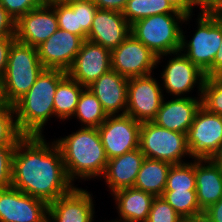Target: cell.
Returning <instances> with one entry per match:
<instances>
[{
    "label": "cell",
    "instance_id": "1",
    "mask_svg": "<svg viewBox=\"0 0 222 222\" xmlns=\"http://www.w3.org/2000/svg\"><path fill=\"white\" fill-rule=\"evenodd\" d=\"M44 136L23 135L13 156L12 187L47 204L69 193L73 182L68 178L62 153L56 142Z\"/></svg>",
    "mask_w": 222,
    "mask_h": 222
},
{
    "label": "cell",
    "instance_id": "2",
    "mask_svg": "<svg viewBox=\"0 0 222 222\" xmlns=\"http://www.w3.org/2000/svg\"><path fill=\"white\" fill-rule=\"evenodd\" d=\"M55 142L61 150L67 176L72 182L74 179L88 181L104 175L108 159L97 128L81 127Z\"/></svg>",
    "mask_w": 222,
    "mask_h": 222
},
{
    "label": "cell",
    "instance_id": "3",
    "mask_svg": "<svg viewBox=\"0 0 222 222\" xmlns=\"http://www.w3.org/2000/svg\"><path fill=\"white\" fill-rule=\"evenodd\" d=\"M67 72L44 69L29 91L15 104V122L22 135L42 136L44 125L54 112V95Z\"/></svg>",
    "mask_w": 222,
    "mask_h": 222
},
{
    "label": "cell",
    "instance_id": "4",
    "mask_svg": "<svg viewBox=\"0 0 222 222\" xmlns=\"http://www.w3.org/2000/svg\"><path fill=\"white\" fill-rule=\"evenodd\" d=\"M188 19L191 15L182 13L148 16L131 24V34L158 56V64L162 56L180 51L182 29L179 24Z\"/></svg>",
    "mask_w": 222,
    "mask_h": 222
},
{
    "label": "cell",
    "instance_id": "5",
    "mask_svg": "<svg viewBox=\"0 0 222 222\" xmlns=\"http://www.w3.org/2000/svg\"><path fill=\"white\" fill-rule=\"evenodd\" d=\"M44 69L37 48L15 39L3 76L8 101L14 105L29 91Z\"/></svg>",
    "mask_w": 222,
    "mask_h": 222
},
{
    "label": "cell",
    "instance_id": "6",
    "mask_svg": "<svg viewBox=\"0 0 222 222\" xmlns=\"http://www.w3.org/2000/svg\"><path fill=\"white\" fill-rule=\"evenodd\" d=\"M197 20V30L189 42L181 30L180 51H184L183 54L205 73L212 66L221 45L222 12L200 11Z\"/></svg>",
    "mask_w": 222,
    "mask_h": 222
},
{
    "label": "cell",
    "instance_id": "7",
    "mask_svg": "<svg viewBox=\"0 0 222 222\" xmlns=\"http://www.w3.org/2000/svg\"><path fill=\"white\" fill-rule=\"evenodd\" d=\"M139 149L146 158L172 165L185 163L182 158L189 156L186 134L160 127L152 121L141 123Z\"/></svg>",
    "mask_w": 222,
    "mask_h": 222
},
{
    "label": "cell",
    "instance_id": "8",
    "mask_svg": "<svg viewBox=\"0 0 222 222\" xmlns=\"http://www.w3.org/2000/svg\"><path fill=\"white\" fill-rule=\"evenodd\" d=\"M186 138L190 158L213 159L222 152V116L201 105Z\"/></svg>",
    "mask_w": 222,
    "mask_h": 222
},
{
    "label": "cell",
    "instance_id": "9",
    "mask_svg": "<svg viewBox=\"0 0 222 222\" xmlns=\"http://www.w3.org/2000/svg\"><path fill=\"white\" fill-rule=\"evenodd\" d=\"M141 122L131 116L108 115L97 128L107 159L139 148Z\"/></svg>",
    "mask_w": 222,
    "mask_h": 222
},
{
    "label": "cell",
    "instance_id": "10",
    "mask_svg": "<svg viewBox=\"0 0 222 222\" xmlns=\"http://www.w3.org/2000/svg\"><path fill=\"white\" fill-rule=\"evenodd\" d=\"M150 75L128 78L127 115L139 122L152 121L160 109L163 90Z\"/></svg>",
    "mask_w": 222,
    "mask_h": 222
},
{
    "label": "cell",
    "instance_id": "11",
    "mask_svg": "<svg viewBox=\"0 0 222 222\" xmlns=\"http://www.w3.org/2000/svg\"><path fill=\"white\" fill-rule=\"evenodd\" d=\"M157 55L130 34L111 51V69L127 78L146 76L157 65Z\"/></svg>",
    "mask_w": 222,
    "mask_h": 222
},
{
    "label": "cell",
    "instance_id": "12",
    "mask_svg": "<svg viewBox=\"0 0 222 222\" xmlns=\"http://www.w3.org/2000/svg\"><path fill=\"white\" fill-rule=\"evenodd\" d=\"M48 204L20 190L0 189V222H47Z\"/></svg>",
    "mask_w": 222,
    "mask_h": 222
},
{
    "label": "cell",
    "instance_id": "13",
    "mask_svg": "<svg viewBox=\"0 0 222 222\" xmlns=\"http://www.w3.org/2000/svg\"><path fill=\"white\" fill-rule=\"evenodd\" d=\"M83 41L80 36L58 28L46 41L36 47L39 60L45 69L67 72Z\"/></svg>",
    "mask_w": 222,
    "mask_h": 222
},
{
    "label": "cell",
    "instance_id": "14",
    "mask_svg": "<svg viewBox=\"0 0 222 222\" xmlns=\"http://www.w3.org/2000/svg\"><path fill=\"white\" fill-rule=\"evenodd\" d=\"M174 58L168 60L167 65L161 73L163 86L166 93L183 97L187 92H191L198 84V96L202 97V88L205 74L194 65L181 51L173 53ZM183 94V96H182Z\"/></svg>",
    "mask_w": 222,
    "mask_h": 222
},
{
    "label": "cell",
    "instance_id": "15",
    "mask_svg": "<svg viewBox=\"0 0 222 222\" xmlns=\"http://www.w3.org/2000/svg\"><path fill=\"white\" fill-rule=\"evenodd\" d=\"M110 70L111 51L99 44L84 40L67 74L81 85L88 87Z\"/></svg>",
    "mask_w": 222,
    "mask_h": 222
},
{
    "label": "cell",
    "instance_id": "16",
    "mask_svg": "<svg viewBox=\"0 0 222 222\" xmlns=\"http://www.w3.org/2000/svg\"><path fill=\"white\" fill-rule=\"evenodd\" d=\"M58 29L55 10L45 4L20 17L15 24V39L38 47Z\"/></svg>",
    "mask_w": 222,
    "mask_h": 222
},
{
    "label": "cell",
    "instance_id": "17",
    "mask_svg": "<svg viewBox=\"0 0 222 222\" xmlns=\"http://www.w3.org/2000/svg\"><path fill=\"white\" fill-rule=\"evenodd\" d=\"M92 194L74 187L69 193L48 204L47 222H93Z\"/></svg>",
    "mask_w": 222,
    "mask_h": 222
},
{
    "label": "cell",
    "instance_id": "18",
    "mask_svg": "<svg viewBox=\"0 0 222 222\" xmlns=\"http://www.w3.org/2000/svg\"><path fill=\"white\" fill-rule=\"evenodd\" d=\"M131 34V25L121 12L98 9L87 40L112 51Z\"/></svg>",
    "mask_w": 222,
    "mask_h": 222
},
{
    "label": "cell",
    "instance_id": "19",
    "mask_svg": "<svg viewBox=\"0 0 222 222\" xmlns=\"http://www.w3.org/2000/svg\"><path fill=\"white\" fill-rule=\"evenodd\" d=\"M201 105V97H175L166 102L163 99L152 122L168 130L187 134Z\"/></svg>",
    "mask_w": 222,
    "mask_h": 222
},
{
    "label": "cell",
    "instance_id": "20",
    "mask_svg": "<svg viewBox=\"0 0 222 222\" xmlns=\"http://www.w3.org/2000/svg\"><path fill=\"white\" fill-rule=\"evenodd\" d=\"M107 115H124L127 107L128 78L112 69L88 86Z\"/></svg>",
    "mask_w": 222,
    "mask_h": 222
},
{
    "label": "cell",
    "instance_id": "21",
    "mask_svg": "<svg viewBox=\"0 0 222 222\" xmlns=\"http://www.w3.org/2000/svg\"><path fill=\"white\" fill-rule=\"evenodd\" d=\"M144 159V154L137 148L108 160L102 177L106 180L110 194L117 190L134 186Z\"/></svg>",
    "mask_w": 222,
    "mask_h": 222
},
{
    "label": "cell",
    "instance_id": "22",
    "mask_svg": "<svg viewBox=\"0 0 222 222\" xmlns=\"http://www.w3.org/2000/svg\"><path fill=\"white\" fill-rule=\"evenodd\" d=\"M195 183L197 200L202 211L222 197V175L212 159L195 160Z\"/></svg>",
    "mask_w": 222,
    "mask_h": 222
},
{
    "label": "cell",
    "instance_id": "23",
    "mask_svg": "<svg viewBox=\"0 0 222 222\" xmlns=\"http://www.w3.org/2000/svg\"><path fill=\"white\" fill-rule=\"evenodd\" d=\"M120 219L116 222H146L153 195L134 187L123 188L113 194Z\"/></svg>",
    "mask_w": 222,
    "mask_h": 222
},
{
    "label": "cell",
    "instance_id": "24",
    "mask_svg": "<svg viewBox=\"0 0 222 222\" xmlns=\"http://www.w3.org/2000/svg\"><path fill=\"white\" fill-rule=\"evenodd\" d=\"M171 166L168 162L145 157L133 187L154 197L161 196Z\"/></svg>",
    "mask_w": 222,
    "mask_h": 222
},
{
    "label": "cell",
    "instance_id": "25",
    "mask_svg": "<svg viewBox=\"0 0 222 222\" xmlns=\"http://www.w3.org/2000/svg\"><path fill=\"white\" fill-rule=\"evenodd\" d=\"M85 88L68 74L58 83L53 99L56 118L69 120L73 117L79 97Z\"/></svg>",
    "mask_w": 222,
    "mask_h": 222
},
{
    "label": "cell",
    "instance_id": "26",
    "mask_svg": "<svg viewBox=\"0 0 222 222\" xmlns=\"http://www.w3.org/2000/svg\"><path fill=\"white\" fill-rule=\"evenodd\" d=\"M73 116L84 125L82 127L88 128H98L108 117L100 101L88 87L82 91Z\"/></svg>",
    "mask_w": 222,
    "mask_h": 222
},
{
    "label": "cell",
    "instance_id": "27",
    "mask_svg": "<svg viewBox=\"0 0 222 222\" xmlns=\"http://www.w3.org/2000/svg\"><path fill=\"white\" fill-rule=\"evenodd\" d=\"M185 220L201 218L203 211L199 207L196 190H164L161 195Z\"/></svg>",
    "mask_w": 222,
    "mask_h": 222
},
{
    "label": "cell",
    "instance_id": "28",
    "mask_svg": "<svg viewBox=\"0 0 222 222\" xmlns=\"http://www.w3.org/2000/svg\"><path fill=\"white\" fill-rule=\"evenodd\" d=\"M180 13L167 0H128L122 14L131 25L135 21L157 14Z\"/></svg>",
    "mask_w": 222,
    "mask_h": 222
},
{
    "label": "cell",
    "instance_id": "29",
    "mask_svg": "<svg viewBox=\"0 0 222 222\" xmlns=\"http://www.w3.org/2000/svg\"><path fill=\"white\" fill-rule=\"evenodd\" d=\"M171 166L165 190H196L195 160Z\"/></svg>",
    "mask_w": 222,
    "mask_h": 222
},
{
    "label": "cell",
    "instance_id": "30",
    "mask_svg": "<svg viewBox=\"0 0 222 222\" xmlns=\"http://www.w3.org/2000/svg\"><path fill=\"white\" fill-rule=\"evenodd\" d=\"M201 99L204 108L222 116V76L205 77Z\"/></svg>",
    "mask_w": 222,
    "mask_h": 222
},
{
    "label": "cell",
    "instance_id": "31",
    "mask_svg": "<svg viewBox=\"0 0 222 222\" xmlns=\"http://www.w3.org/2000/svg\"><path fill=\"white\" fill-rule=\"evenodd\" d=\"M56 13L58 28L80 36L87 40V35L79 26L78 10H72L67 4L50 5Z\"/></svg>",
    "mask_w": 222,
    "mask_h": 222
},
{
    "label": "cell",
    "instance_id": "32",
    "mask_svg": "<svg viewBox=\"0 0 222 222\" xmlns=\"http://www.w3.org/2000/svg\"><path fill=\"white\" fill-rule=\"evenodd\" d=\"M14 108H0V145L17 144L23 136L17 129Z\"/></svg>",
    "mask_w": 222,
    "mask_h": 222
},
{
    "label": "cell",
    "instance_id": "33",
    "mask_svg": "<svg viewBox=\"0 0 222 222\" xmlns=\"http://www.w3.org/2000/svg\"><path fill=\"white\" fill-rule=\"evenodd\" d=\"M146 222H185L174 208L161 196L153 199Z\"/></svg>",
    "mask_w": 222,
    "mask_h": 222
},
{
    "label": "cell",
    "instance_id": "34",
    "mask_svg": "<svg viewBox=\"0 0 222 222\" xmlns=\"http://www.w3.org/2000/svg\"><path fill=\"white\" fill-rule=\"evenodd\" d=\"M16 145H0V189L12 187L13 156Z\"/></svg>",
    "mask_w": 222,
    "mask_h": 222
},
{
    "label": "cell",
    "instance_id": "35",
    "mask_svg": "<svg viewBox=\"0 0 222 222\" xmlns=\"http://www.w3.org/2000/svg\"><path fill=\"white\" fill-rule=\"evenodd\" d=\"M72 10H78L79 26L88 35L92 21L98 10L92 0H75L66 3Z\"/></svg>",
    "mask_w": 222,
    "mask_h": 222
},
{
    "label": "cell",
    "instance_id": "36",
    "mask_svg": "<svg viewBox=\"0 0 222 222\" xmlns=\"http://www.w3.org/2000/svg\"><path fill=\"white\" fill-rule=\"evenodd\" d=\"M45 4V0H0V5L15 21L31 10Z\"/></svg>",
    "mask_w": 222,
    "mask_h": 222
},
{
    "label": "cell",
    "instance_id": "37",
    "mask_svg": "<svg viewBox=\"0 0 222 222\" xmlns=\"http://www.w3.org/2000/svg\"><path fill=\"white\" fill-rule=\"evenodd\" d=\"M16 21L0 5V38L15 37Z\"/></svg>",
    "mask_w": 222,
    "mask_h": 222
},
{
    "label": "cell",
    "instance_id": "38",
    "mask_svg": "<svg viewBox=\"0 0 222 222\" xmlns=\"http://www.w3.org/2000/svg\"><path fill=\"white\" fill-rule=\"evenodd\" d=\"M15 37L0 38V77H3L7 68L9 51Z\"/></svg>",
    "mask_w": 222,
    "mask_h": 222
},
{
    "label": "cell",
    "instance_id": "39",
    "mask_svg": "<svg viewBox=\"0 0 222 222\" xmlns=\"http://www.w3.org/2000/svg\"><path fill=\"white\" fill-rule=\"evenodd\" d=\"M98 9L123 12L128 0H92Z\"/></svg>",
    "mask_w": 222,
    "mask_h": 222
},
{
    "label": "cell",
    "instance_id": "40",
    "mask_svg": "<svg viewBox=\"0 0 222 222\" xmlns=\"http://www.w3.org/2000/svg\"><path fill=\"white\" fill-rule=\"evenodd\" d=\"M207 222H222V197L215 204L203 211L202 216Z\"/></svg>",
    "mask_w": 222,
    "mask_h": 222
},
{
    "label": "cell",
    "instance_id": "41",
    "mask_svg": "<svg viewBox=\"0 0 222 222\" xmlns=\"http://www.w3.org/2000/svg\"><path fill=\"white\" fill-rule=\"evenodd\" d=\"M194 6L200 5L201 12H222V0H189Z\"/></svg>",
    "mask_w": 222,
    "mask_h": 222
},
{
    "label": "cell",
    "instance_id": "42",
    "mask_svg": "<svg viewBox=\"0 0 222 222\" xmlns=\"http://www.w3.org/2000/svg\"><path fill=\"white\" fill-rule=\"evenodd\" d=\"M204 74L205 77L222 76V41L212 66Z\"/></svg>",
    "mask_w": 222,
    "mask_h": 222
},
{
    "label": "cell",
    "instance_id": "43",
    "mask_svg": "<svg viewBox=\"0 0 222 222\" xmlns=\"http://www.w3.org/2000/svg\"><path fill=\"white\" fill-rule=\"evenodd\" d=\"M171 6L178 12L182 13L185 16L192 15L193 5L189 0H167Z\"/></svg>",
    "mask_w": 222,
    "mask_h": 222
},
{
    "label": "cell",
    "instance_id": "44",
    "mask_svg": "<svg viewBox=\"0 0 222 222\" xmlns=\"http://www.w3.org/2000/svg\"><path fill=\"white\" fill-rule=\"evenodd\" d=\"M0 108H14L7 99L3 77H0Z\"/></svg>",
    "mask_w": 222,
    "mask_h": 222
},
{
    "label": "cell",
    "instance_id": "45",
    "mask_svg": "<svg viewBox=\"0 0 222 222\" xmlns=\"http://www.w3.org/2000/svg\"><path fill=\"white\" fill-rule=\"evenodd\" d=\"M75 0H45L47 5H55V4H66Z\"/></svg>",
    "mask_w": 222,
    "mask_h": 222
},
{
    "label": "cell",
    "instance_id": "46",
    "mask_svg": "<svg viewBox=\"0 0 222 222\" xmlns=\"http://www.w3.org/2000/svg\"><path fill=\"white\" fill-rule=\"evenodd\" d=\"M212 160L219 167L221 175H222V154L216 155Z\"/></svg>",
    "mask_w": 222,
    "mask_h": 222
},
{
    "label": "cell",
    "instance_id": "47",
    "mask_svg": "<svg viewBox=\"0 0 222 222\" xmlns=\"http://www.w3.org/2000/svg\"><path fill=\"white\" fill-rule=\"evenodd\" d=\"M185 222H207L203 217L201 218H197V219H193V220H188Z\"/></svg>",
    "mask_w": 222,
    "mask_h": 222
}]
</instances>
